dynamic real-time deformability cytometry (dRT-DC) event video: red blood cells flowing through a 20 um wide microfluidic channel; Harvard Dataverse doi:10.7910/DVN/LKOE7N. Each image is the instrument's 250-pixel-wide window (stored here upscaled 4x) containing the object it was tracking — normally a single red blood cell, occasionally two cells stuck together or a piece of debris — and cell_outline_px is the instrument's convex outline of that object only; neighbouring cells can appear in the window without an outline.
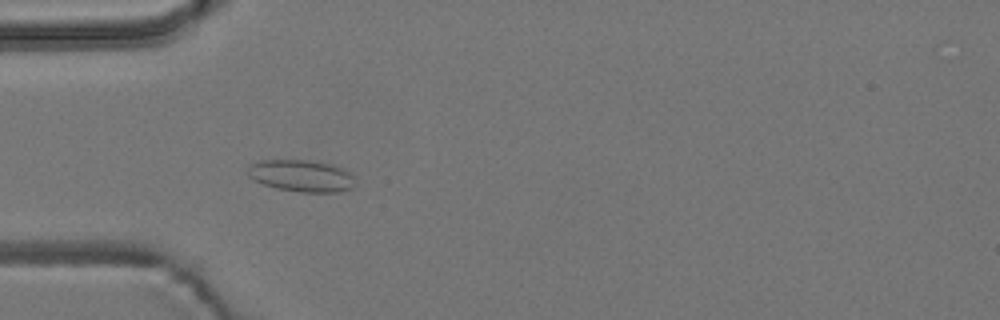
{"species": "common noctule bat (a hibernating species)", "species_latin": "Nyctalus noctula", "temperature_condition": "room temperature", "stored_images_in_passage": 4, "camera_frame_rate_fps": 3000, "um_per_image_px": 0.085, "animal": {"sex": "male", "body_mass_g": 19.2, "forearm_length_mm": 51.8}, "frame": {"image": 1, "passage_image": 4, "time_ms": 4.667, "image_size_px": [1000, 320], "cell_outline_px": [[356, 184], [352, 188], [340, 192], [300, 192], [276, 188], [252, 180], [248, 176], [248, 164], [260, 160], [316, 160], [332, 164], [344, 168], [352, 176]], "centroid_in_image_um": [25.62, 14.93], "position_along_channel_um": 59.4, "area_um2": 20.29}}